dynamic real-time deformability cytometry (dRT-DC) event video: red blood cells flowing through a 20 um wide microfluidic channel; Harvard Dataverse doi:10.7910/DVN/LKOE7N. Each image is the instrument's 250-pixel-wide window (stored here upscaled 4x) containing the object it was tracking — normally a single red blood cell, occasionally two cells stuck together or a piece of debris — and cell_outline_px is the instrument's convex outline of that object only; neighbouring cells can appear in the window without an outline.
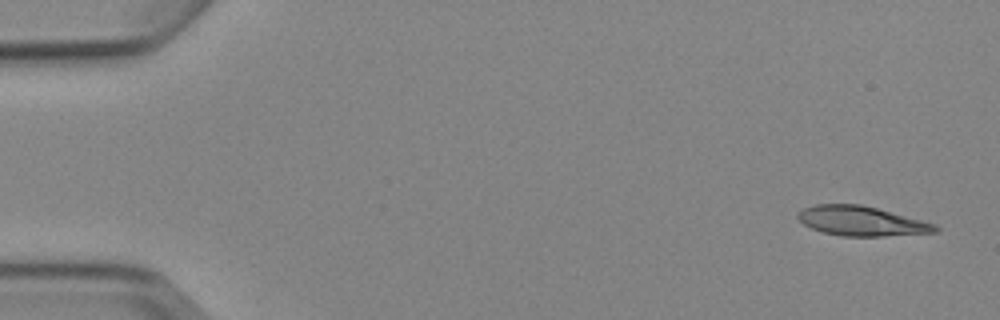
{"species": "Egyptian fruit bat (a non-hibernating species)", "species_latin": "Rousettus aegyptiacus", "temperature_condition": "cold", "stored_images_in_passage": 5, "camera_frame_rate_fps": 3000, "um_per_image_px": 0.085, "animal": {"sex": "female"}, "frame": {"image": 1, "passage_image": 1, "time_ms": 0.0, "image_size_px": [1000, 320], "cell_outline_px": [[940, 232], [884, 236], [844, 236], [824, 232], [812, 228], [804, 224], [796, 216], [804, 208], [816, 204], [860, 204], [876, 208], [936, 224], [940, 228]], "centroid_in_image_um": [73.26, 18.79], "position_along_channel_um": 11.7, "area_um2": 23.47}}
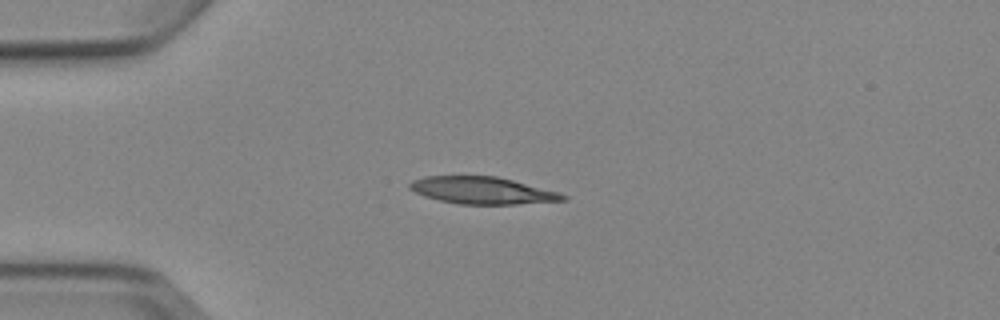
{"frame": {"image": 2, "passage_image": 4, "time_ms": 3.667, "image_size_px": [1000, 320], "cell_outline_px": [[568, 200], [516, 204], [460, 204], [440, 200], [424, 196], [408, 188], [408, 184], [412, 180], [424, 176], [496, 176], [560, 192], [568, 196]], "centroid_in_image_um": [41.0, 16.18], "position_along_channel_um": 44.0, "area_um2": 24.16}}